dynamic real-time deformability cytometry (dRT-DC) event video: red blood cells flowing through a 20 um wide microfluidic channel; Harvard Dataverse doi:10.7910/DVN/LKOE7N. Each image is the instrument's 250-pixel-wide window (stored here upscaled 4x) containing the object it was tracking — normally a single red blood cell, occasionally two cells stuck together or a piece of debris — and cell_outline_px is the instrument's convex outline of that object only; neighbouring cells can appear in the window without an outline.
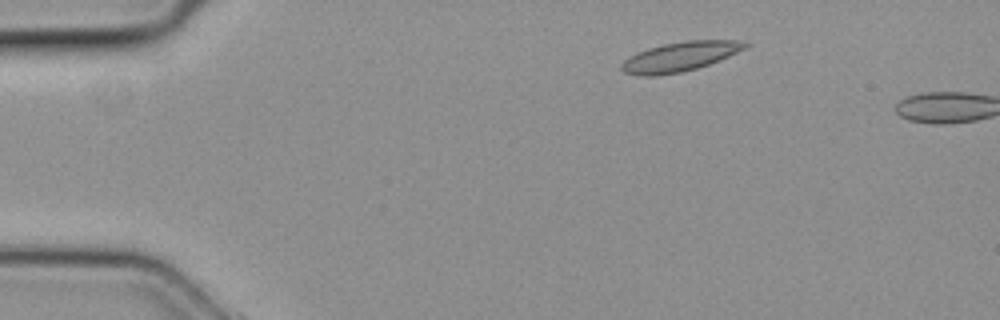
{"species": "common noctule bat (a hibernating species)", "species_latin": "Nyctalus noctula", "temperature_condition": "cold", "stored_images_in_passage": 3, "camera_frame_rate_fps": 3000, "um_per_image_px": 0.085, "animal": {"sex": "female", "body_mass_g": 19.3, "forearm_length_mm": 54.1}, "frame": {"image": 1, "passage_image": 2, "time_ms": 0.333, "image_size_px": [1000, 320], "cell_outline_px": [[748, 48], [720, 60], [696, 68], [680, 72], [656, 76], [640, 76], [624, 72], [620, 68], [620, 64], [628, 56], [636, 52], [648, 48], [664, 44], [688, 40], [736, 40], [748, 44]], "centroid_in_image_um": [57.76, 4.81], "position_along_channel_um": 27.2, "area_um2": 21.27}}